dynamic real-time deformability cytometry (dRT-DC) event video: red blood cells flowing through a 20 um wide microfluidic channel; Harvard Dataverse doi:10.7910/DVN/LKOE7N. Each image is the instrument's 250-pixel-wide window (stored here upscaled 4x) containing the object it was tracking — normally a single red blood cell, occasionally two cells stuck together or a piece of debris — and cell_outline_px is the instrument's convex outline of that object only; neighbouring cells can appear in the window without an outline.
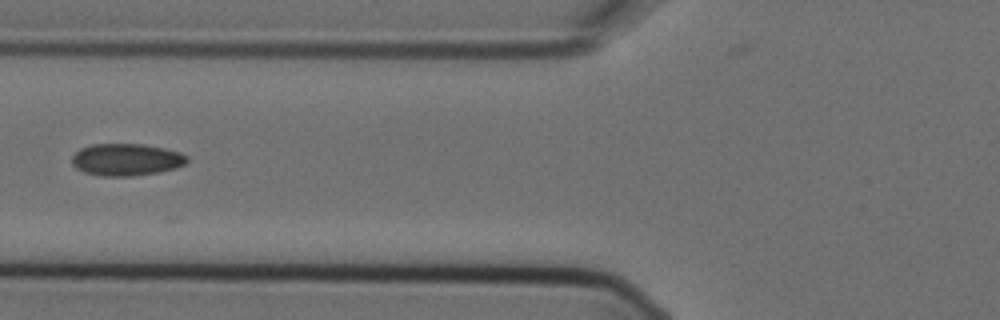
{"species": "Egyptian fruit bat (a non-hibernating species)", "species_latin": "Rousettus aegyptiacus", "temperature_condition": "cold", "stored_images_in_passage": 8, "camera_frame_rate_fps": 3000, "um_per_image_px": 0.085, "animal": {"sex": "female"}, "frame": {"image": 1, "passage_image": 6, "time_ms": 1.667, "image_size_px": [1000, 320], "cell_outline_px": [[188, 160], [184, 164], [176, 168], [160, 172], [132, 176], [100, 176], [84, 172], [76, 168], [72, 164], [72, 156], [80, 148], [92, 144], [144, 144], [164, 148], [180, 152], [188, 156]], "centroid_in_image_um": [10.74, 13.57], "position_along_channel_um": 115.1, "area_um2": 21.68}}
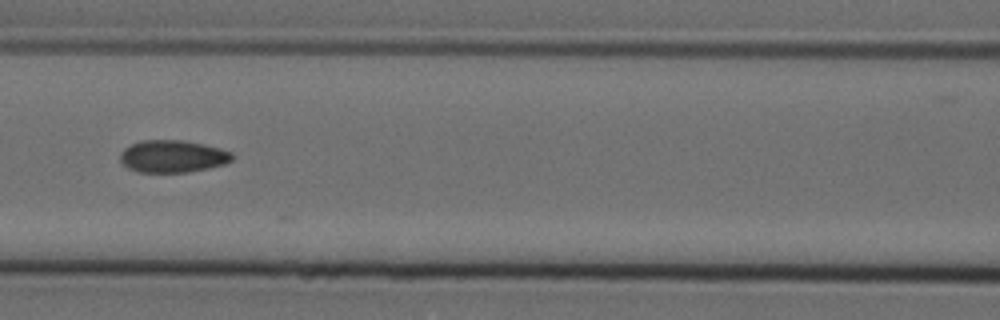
{"frame": {"image": 2, "passage_image": 7, "time_ms": 2.0, "image_size_px": [1000, 320], "cell_outline_px": [[236, 156], [232, 160], [224, 164], [208, 168], [188, 172], [140, 172], [128, 168], [120, 160], [120, 152], [124, 148], [140, 140], [184, 140], [204, 144], [220, 148], [232, 152]], "centroid_in_image_um": [14.7, 13.28], "position_along_channel_um": 151.9, "area_um2": 21.21}}
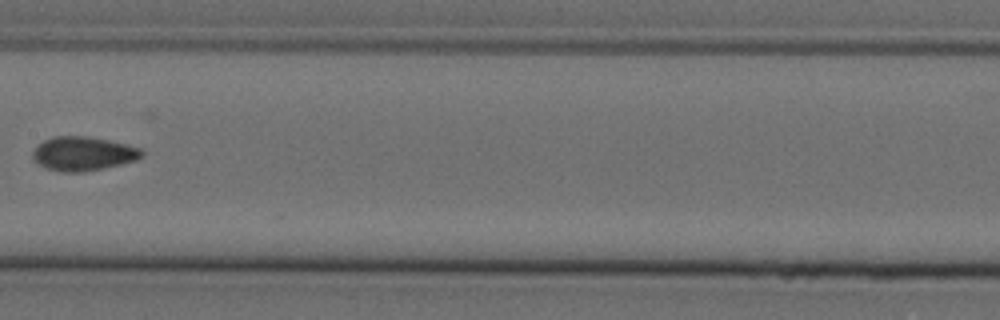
{"frame": {"image": 3, "passage_image": 8, "time_ms": 2.333, "image_size_px": [1000, 320], "cell_outline_px": [[144, 156], [136, 160], [104, 168], [84, 172], [60, 172], [44, 168], [36, 164], [32, 160], [32, 152], [44, 140], [52, 136], [88, 136], [108, 140], [140, 148], [144, 152]], "centroid_in_image_um": [7.03, 13.07], "position_along_channel_um": 200.4, "area_um2": 21.79}}